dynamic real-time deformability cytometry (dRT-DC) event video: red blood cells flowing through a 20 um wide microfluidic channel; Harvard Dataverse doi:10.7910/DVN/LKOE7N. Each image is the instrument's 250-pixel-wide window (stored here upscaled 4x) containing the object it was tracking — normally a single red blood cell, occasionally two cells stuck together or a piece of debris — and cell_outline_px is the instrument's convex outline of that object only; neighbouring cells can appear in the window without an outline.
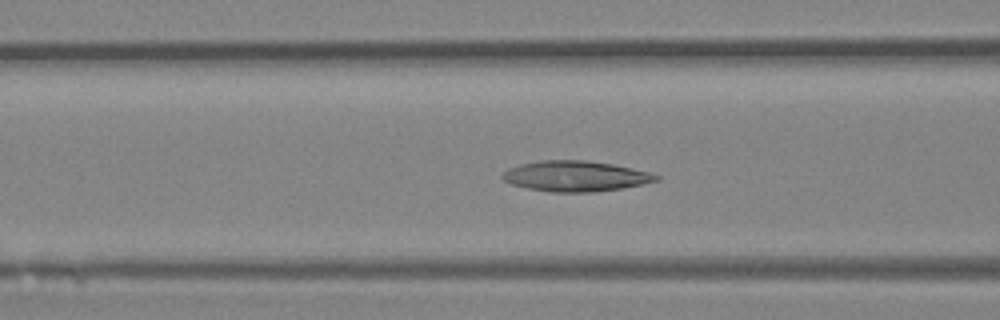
{"species": "Egyptian fruit bat (a non-hibernating species)", "species_latin": "Rousettus aegyptiacus", "temperature_condition": "room temperature", "stored_images_in_passage": 45, "camera_frame_rate_fps": 3000, "um_per_image_px": 0.085, "animal": {"sex": "female"}, "frame": {"image": 1, "passage_image": 18, "time_ms": 5.667, "image_size_px": [1000, 320], "cell_outline_px": [[660, 180], [620, 188], [592, 192], [552, 192], [528, 188], [512, 184], [504, 180], [500, 176], [508, 168], [520, 164], [540, 160], [588, 160], [612, 164], [632, 168], [648, 172], [660, 176]], "centroid_in_image_um": [48.89, 14.96], "position_along_channel_um": 117.7, "area_um2": 27.17}}
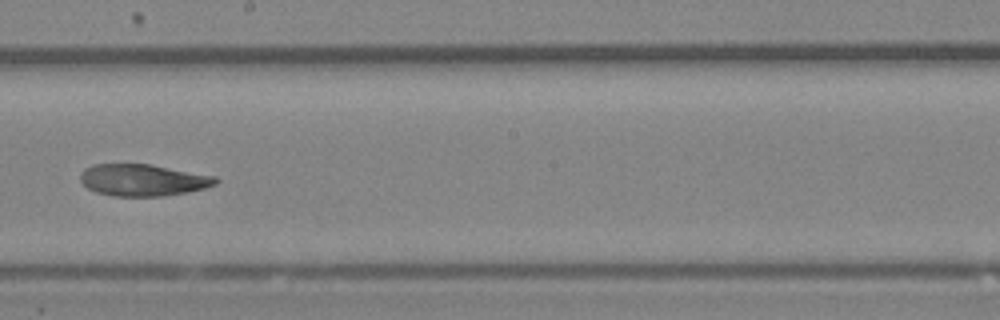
{"frame": {"image": 2, "passage_image": 26, "time_ms": 8.333, "image_size_px": [1000, 320], "cell_outline_px": [[220, 180], [216, 184], [204, 188], [188, 192], [164, 196], [112, 196], [96, 192], [88, 188], [80, 180], [80, 172], [84, 168], [92, 164], [148, 164], [216, 176]], "centroid_in_image_um": [12.14, 15.3], "position_along_channel_um": 236.1, "area_um2": 25.14}}
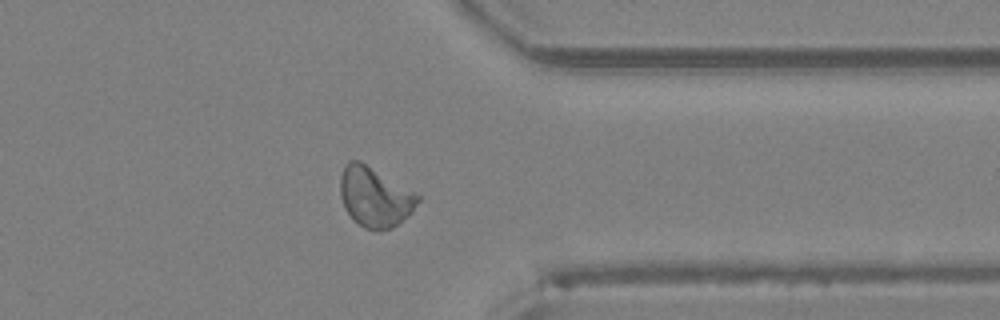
{"frame": {"image": 3, "passage_image": 36, "time_ms": 11.667, "image_size_px": [1000, 320], "cell_outline_px": [[420, 200], [412, 212], [408, 216], [392, 228], [380, 232], [376, 232], [364, 228], [344, 208], [340, 196], [340, 176], [344, 164], [348, 160], [360, 160], [416, 192], [420, 196]], "centroid_in_image_um": [31.86, 16.73], "position_along_channel_um": 379.5, "area_um2": 27.4}}